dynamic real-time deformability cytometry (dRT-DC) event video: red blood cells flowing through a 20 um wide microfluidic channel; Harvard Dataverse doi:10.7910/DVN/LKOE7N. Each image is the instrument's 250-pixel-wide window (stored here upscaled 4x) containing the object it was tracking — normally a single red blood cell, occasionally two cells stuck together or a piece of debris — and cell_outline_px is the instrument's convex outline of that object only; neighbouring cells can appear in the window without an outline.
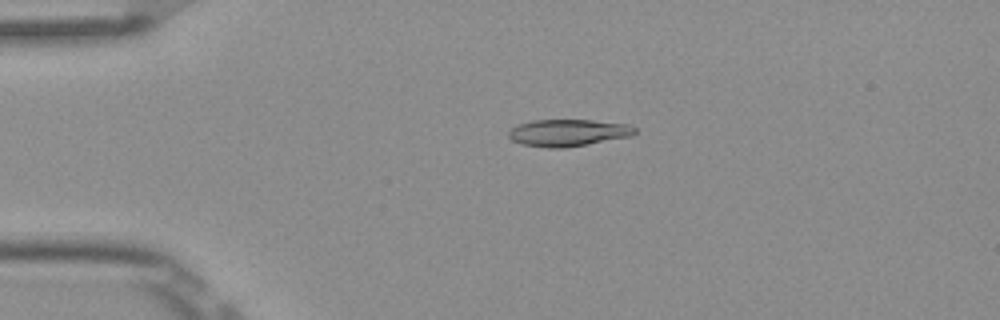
{"species": "Egyptian fruit bat (a non-hibernating species)", "species_latin": "Rousettus aegyptiacus", "temperature_condition": "room temperature", "stored_images_in_passage": 5, "camera_frame_rate_fps": 3000, "um_per_image_px": 0.085, "frame": {"image": 1, "passage_image": 3, "time_ms": 0.667, "image_size_px": [1000, 320], "cell_outline_px": [[636, 132], [632, 136], [588, 144], [564, 148], [548, 148], [524, 144], [512, 140], [508, 136], [508, 132], [512, 128], [520, 124], [532, 120], [592, 120], [628, 124], [636, 128]], "centroid_in_image_um": [48.31, 11.28], "position_along_channel_um": 36.7, "area_um2": 19.77}}
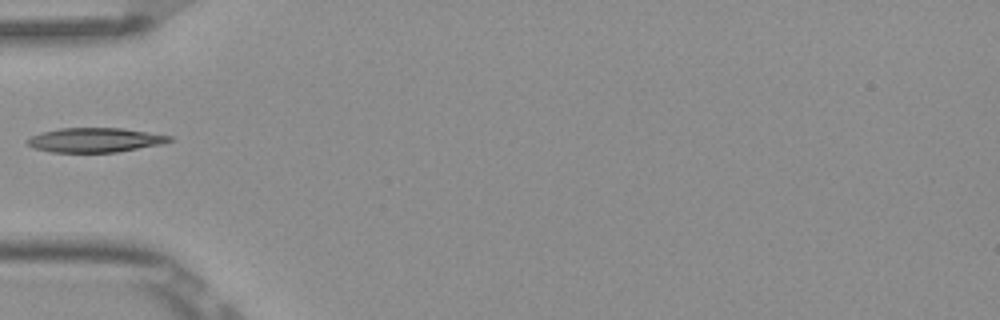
{"frame": {"image": 2, "passage_image": 5, "time_ms": 1.333, "image_size_px": [1000, 320], "cell_outline_px": [[172, 140], [164, 144], [116, 152], [52, 152], [32, 148], [28, 144], [28, 136], [60, 128], [120, 128], [172, 136]], "centroid_in_image_um": [8.07, 11.9], "position_along_channel_um": 76.9, "area_um2": 20.11}}